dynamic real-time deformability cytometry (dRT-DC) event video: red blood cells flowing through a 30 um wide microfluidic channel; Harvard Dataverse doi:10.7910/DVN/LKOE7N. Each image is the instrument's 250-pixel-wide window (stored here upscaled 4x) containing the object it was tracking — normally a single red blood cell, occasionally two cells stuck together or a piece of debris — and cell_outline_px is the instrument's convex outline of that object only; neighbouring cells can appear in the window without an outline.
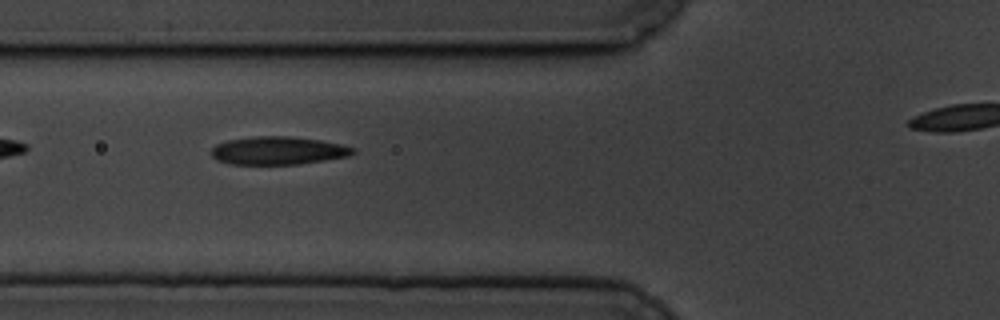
{"species": "common noctule bat (a hibernating species)", "species_latin": "Nyctalus noctula", "temperature_condition": "cold", "stored_images_in_passage": 35, "camera_frame_rate_fps": 3000, "um_per_image_px": 0.085, "animal": {"sex": "male", "body_mass_g": 19.5, "forearm_length_mm": 54.6}, "frame": {"image": 1, "passage_image": 5, "time_ms": 1.333, "image_size_px": [1000, 320], "cell_outline_px": [[356, 152], [348, 156], [324, 160], [296, 164], [228, 164], [216, 160], [208, 152], [216, 144], [228, 140], [256, 136], [288, 136], [320, 140], [340, 144], [356, 148]], "centroid_in_image_um": [23.6, 12.8], "position_along_channel_um": 102.2, "area_um2": 23.18}}
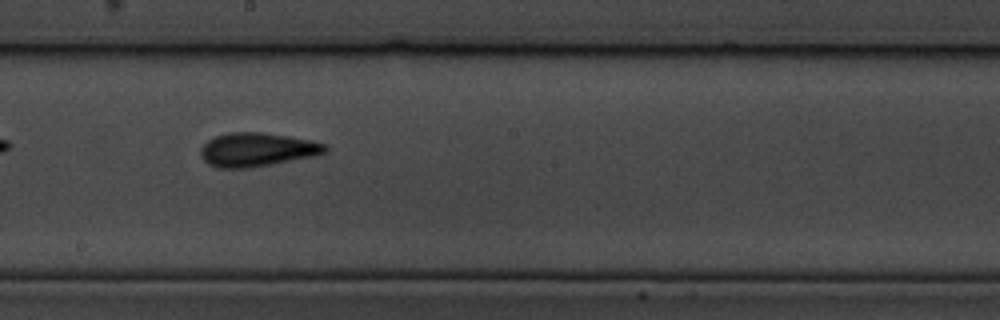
{"frame": {"image": 2, "passage_image": 16, "time_ms": 5.0, "image_size_px": [1000, 320], "cell_outline_px": [[328, 152], [316, 156], [248, 168], [216, 168], [208, 164], [200, 156], [200, 148], [208, 140], [216, 136], [228, 132], [264, 132], [312, 140], [324, 144], [328, 148]], "centroid_in_image_um": [21.85, 12.72], "position_along_channel_um": 226.4, "area_um2": 24.68}}
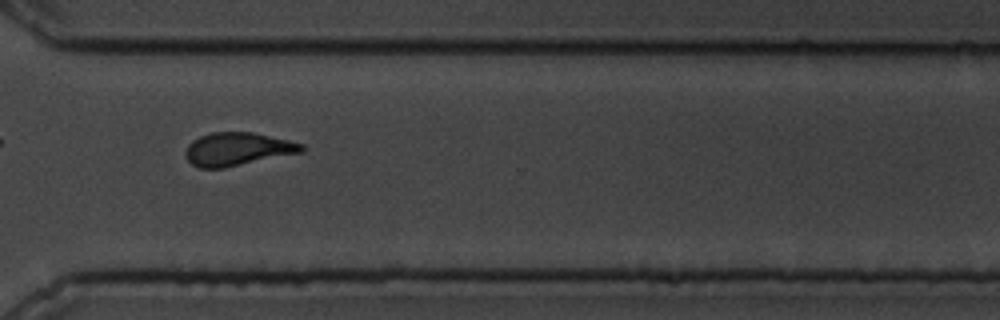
{"frame": {"image": 3, "passage_image": 27, "time_ms": 8.667, "image_size_px": [1000, 320], "cell_outline_px": [[304, 152], [224, 168], [200, 168], [192, 164], [188, 160], [184, 152], [188, 144], [192, 140], [200, 136], [212, 132], [252, 132], [288, 140], [304, 144]], "centroid_in_image_um": [20.19, 12.67], "position_along_channel_um": 350.4, "area_um2": 22.48}}